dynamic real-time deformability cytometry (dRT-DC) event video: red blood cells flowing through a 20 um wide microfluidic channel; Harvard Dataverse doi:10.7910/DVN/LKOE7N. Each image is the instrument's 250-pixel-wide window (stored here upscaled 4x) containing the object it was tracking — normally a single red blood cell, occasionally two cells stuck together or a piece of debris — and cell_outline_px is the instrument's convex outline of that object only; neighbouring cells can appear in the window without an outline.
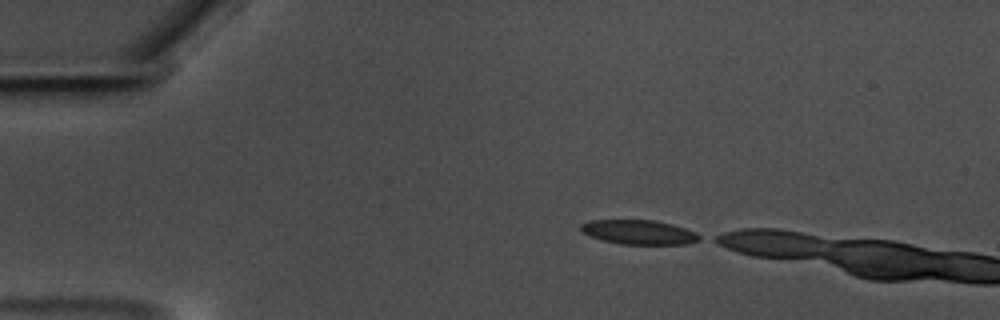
{"species": "common noctule bat (a hibernating species)", "species_latin": "Nyctalus noctula", "temperature_condition": "warm", "stored_images_in_passage": 4, "camera_frame_rate_fps": 3000, "um_per_image_px": 0.085, "animal": {"sex": "male", "body_mass_g": 17.5, "forearm_length_mm": 52.3}, "frame": {"image": 1, "passage_image": 1, "time_ms": 0.0, "image_size_px": [1000, 320], "cell_outline_px": [[704, 236], [700, 240], [688, 244], [620, 244], [588, 236], [580, 232], [580, 224], [588, 220], [656, 220], [672, 224], [696, 232]], "centroid_in_image_um": [54.31, 19.73], "position_along_channel_um": 30.7, "area_um2": 17.11}}